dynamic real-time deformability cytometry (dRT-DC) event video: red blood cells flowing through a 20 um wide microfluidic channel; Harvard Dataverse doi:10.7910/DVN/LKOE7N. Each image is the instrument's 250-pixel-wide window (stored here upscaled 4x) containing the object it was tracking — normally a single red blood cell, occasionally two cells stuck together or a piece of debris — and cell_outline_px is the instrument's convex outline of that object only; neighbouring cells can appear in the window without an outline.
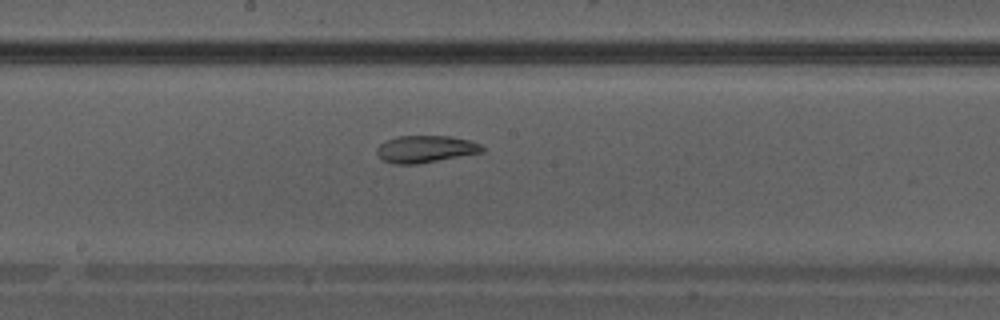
{"species": "Egyptian fruit bat (a non-hibernating species)", "species_latin": "Rousettus aegyptiacus", "temperature_condition": "warm", "stored_images_in_passage": 33, "camera_frame_rate_fps": 3000, "um_per_image_px": 0.085, "animal": {"sex": "male"}, "frame": {"image": 1, "passage_image": 15, "time_ms": 4.667, "image_size_px": [1000, 320], "cell_outline_px": [[484, 152], [416, 164], [392, 164], [384, 160], [376, 152], [376, 148], [380, 144], [396, 136], [452, 136], [472, 140], [480, 144], [484, 148]], "centroid_in_image_um": [36.19, 12.66], "position_along_channel_um": 212.0, "area_um2": 16.65}}